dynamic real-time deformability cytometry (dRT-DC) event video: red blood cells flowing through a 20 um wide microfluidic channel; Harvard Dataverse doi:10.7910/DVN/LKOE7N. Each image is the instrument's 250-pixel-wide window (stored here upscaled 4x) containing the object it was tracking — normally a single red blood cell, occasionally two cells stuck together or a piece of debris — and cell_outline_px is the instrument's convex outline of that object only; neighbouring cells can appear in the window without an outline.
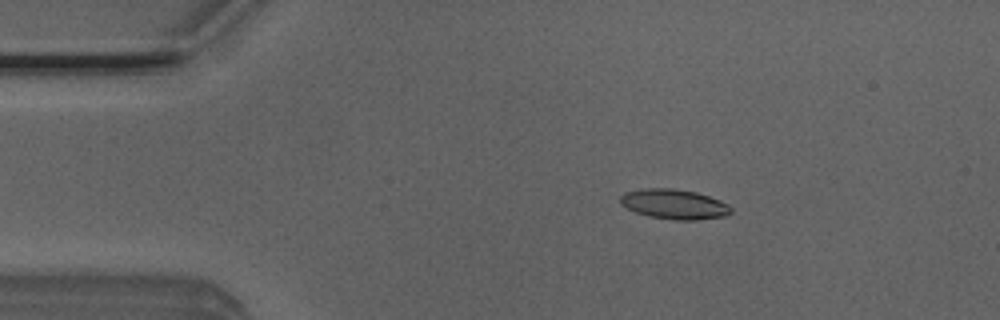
{"species": "Egyptian fruit bat (a non-hibernating species)", "species_latin": "Rousettus aegyptiacus", "temperature_condition": "room temperature", "stored_images_in_passage": 3, "camera_frame_rate_fps": 3000, "um_per_image_px": 0.085, "animal": {"sex": "male"}, "frame": {"image": 1, "passage_image": 1, "time_ms": 0.0, "image_size_px": [1000, 320], "cell_outline_px": [[732, 212], [728, 216], [696, 220], [676, 220], [648, 216], [636, 212], [620, 204], [620, 196], [624, 192], [644, 188], [672, 188], [696, 192], [720, 200], [728, 204], [732, 208]], "centroid_in_image_um": [57.32, 17.35], "position_along_channel_um": 27.7, "area_um2": 19.42}}